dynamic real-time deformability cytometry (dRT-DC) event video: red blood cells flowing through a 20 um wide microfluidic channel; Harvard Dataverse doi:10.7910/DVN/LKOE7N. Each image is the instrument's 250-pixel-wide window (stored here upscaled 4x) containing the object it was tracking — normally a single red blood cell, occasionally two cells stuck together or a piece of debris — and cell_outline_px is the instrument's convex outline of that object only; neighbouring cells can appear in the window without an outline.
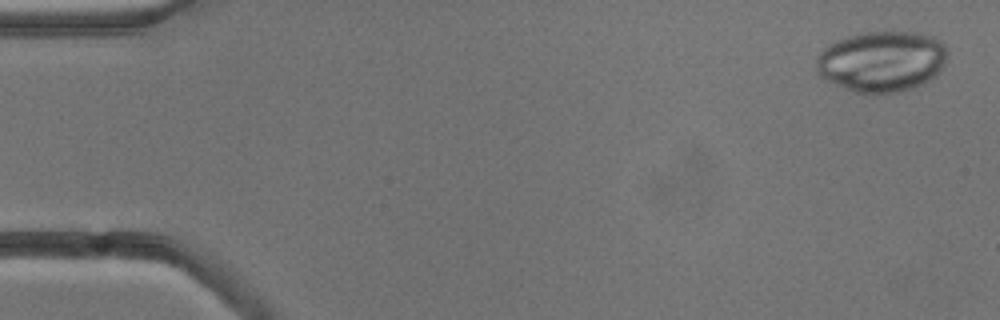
{"species": "common noctule bat (a hibernating species)", "species_latin": "Nyctalus noctula", "temperature_condition": "cold", "stored_images_in_passage": 6, "camera_frame_rate_fps": 3000, "um_per_image_px": 0.085, "animal": {"sex": "male", "body_mass_g": 13.3}, "frame": {"image": 1, "passage_image": 1, "time_ms": 0.0, "image_size_px": [1000, 320], "cell_outline_px": [[948, 48], [944, 64], [936, 76], [912, 88], [900, 92], [872, 96], [856, 92], [844, 88], [824, 80], [816, 72], [816, 56], [828, 44], [836, 40], [860, 32], [916, 32], [932, 36], [940, 40]], "centroid_in_image_um": [74.92, 5.23], "position_along_channel_um": 10.1, "area_um2": 47.28}}